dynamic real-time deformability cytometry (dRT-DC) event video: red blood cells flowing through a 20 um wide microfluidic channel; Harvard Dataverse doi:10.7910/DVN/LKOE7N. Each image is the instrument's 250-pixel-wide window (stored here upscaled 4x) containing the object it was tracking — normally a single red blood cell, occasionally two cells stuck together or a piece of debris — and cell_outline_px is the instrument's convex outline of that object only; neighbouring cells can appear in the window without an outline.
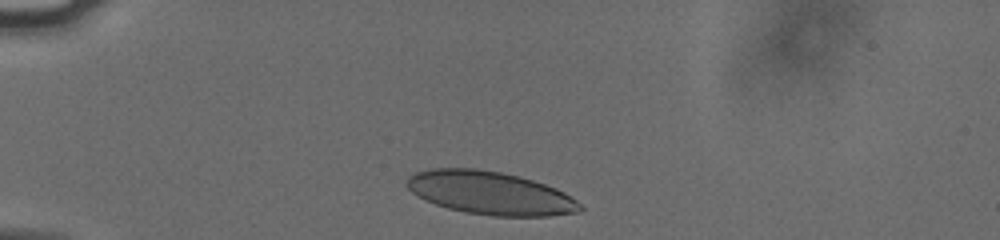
{"species": "human", "species_latin": "Homo sapiens", "temperature_condition": "cold", "stored_images_in_passage": 2, "camera_frame_rate_fps": 3000, "um_per_image_px": 0.085, "donor": {"sex": "male"}, "frame": {"image": 1, "passage_image": 1, "time_ms": 0.0, "image_size_px": [1000, 240], "cell_outline_px": [[584, 208], [580, 212], [548, 216], [492, 216], [464, 212], [448, 208], [424, 200], [416, 196], [404, 184], [408, 176], [416, 172], [432, 168], [476, 168], [500, 172], [520, 176], [556, 188], [564, 192], [576, 200]], "centroid_in_image_um": [41.64, 16.4], "position_along_channel_um": 43.4, "area_um2": 43.75}}